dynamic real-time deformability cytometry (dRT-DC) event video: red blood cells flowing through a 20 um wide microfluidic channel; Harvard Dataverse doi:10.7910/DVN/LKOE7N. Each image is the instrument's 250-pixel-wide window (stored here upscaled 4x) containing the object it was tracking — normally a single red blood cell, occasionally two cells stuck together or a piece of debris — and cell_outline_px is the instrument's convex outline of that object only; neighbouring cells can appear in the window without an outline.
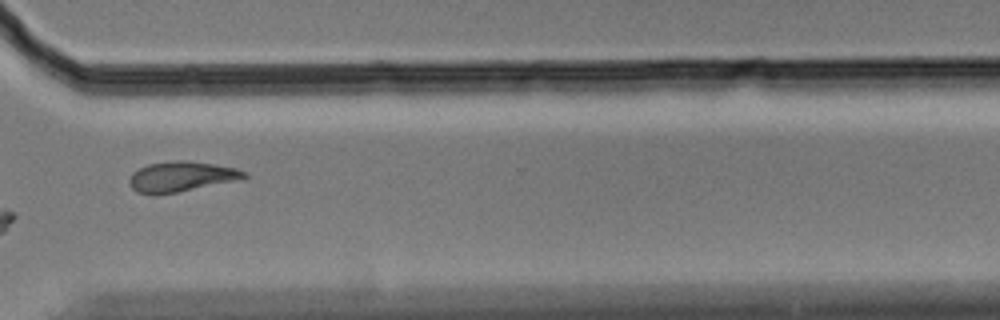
{"species": "Egyptian fruit bat (a non-hibernating species)", "species_latin": "Rousettus aegyptiacus", "temperature_condition": "cold", "stored_images_in_passage": 13, "camera_frame_rate_fps": 3000, "um_per_image_px": 0.085, "animal": {"sex": "male"}, "frame": {"image": 1, "passage_image": 10, "time_ms": 3.0, "image_size_px": [1000, 320], "cell_outline_px": [[248, 176], [244, 180], [176, 192], [136, 192], [128, 184], [128, 180], [132, 172], [148, 164], [180, 160], [184, 160], [212, 164], [236, 168], [248, 172]], "centroid_in_image_um": [15.49, 14.99], "position_along_channel_um": 355.1, "area_um2": 20.0}}